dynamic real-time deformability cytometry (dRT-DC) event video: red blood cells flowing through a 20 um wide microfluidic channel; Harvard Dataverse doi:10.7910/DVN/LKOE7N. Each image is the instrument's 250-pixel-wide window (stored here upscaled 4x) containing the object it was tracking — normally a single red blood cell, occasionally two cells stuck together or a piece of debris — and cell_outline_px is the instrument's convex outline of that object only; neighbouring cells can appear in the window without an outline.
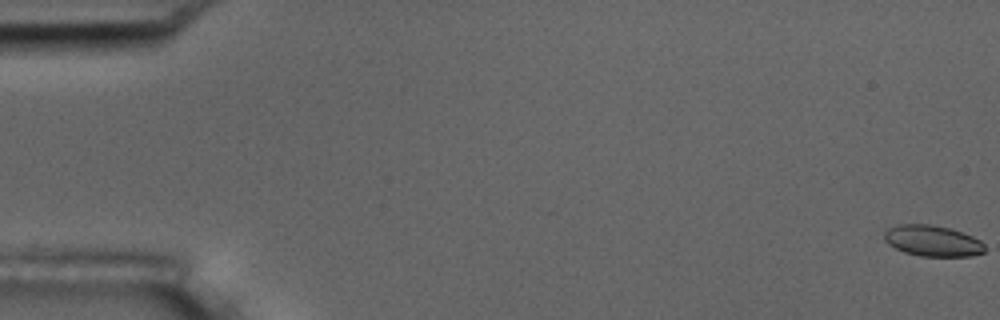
{"species": "common noctule bat (a hibernating species)", "species_latin": "Nyctalus noctula", "temperature_condition": "room temperature", "stored_images_in_passage": 58, "camera_frame_rate_fps": 3000, "um_per_image_px": 0.085, "animal": {"sex": "male", "body_mass_g": 17.5, "forearm_length_mm": 52.3}, "frame": {"image": 1, "passage_image": 1, "time_ms": 0.0, "image_size_px": [1000, 320], "cell_outline_px": [[984, 252], [972, 256], [920, 256], [904, 252], [888, 244], [884, 240], [884, 232], [888, 228], [900, 224], [928, 224], [948, 228], [972, 236], [980, 240], [984, 244]], "centroid_in_image_um": [79.24, 20.47], "position_along_channel_um": 5.8, "area_um2": 18.03}}
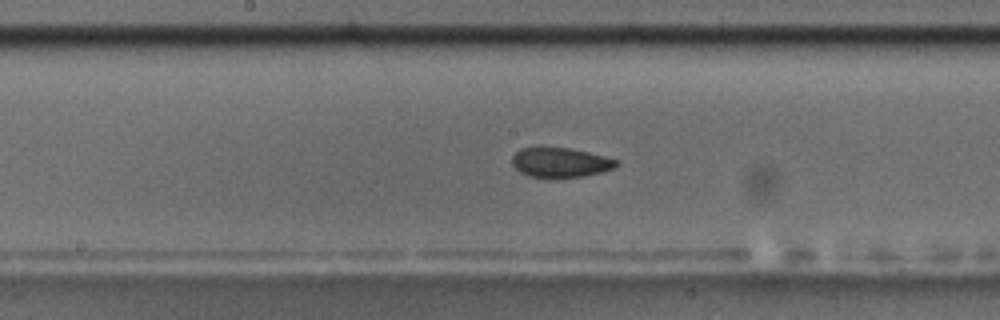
{"frame": {"image": 2, "passage_image": 30, "time_ms": 9.667, "image_size_px": [1000, 320], "cell_outline_px": [[616, 164], [612, 168], [600, 172], [584, 176], [528, 176], [520, 172], [512, 164], [512, 156], [520, 148], [568, 148], [588, 152], [604, 156], [616, 160]], "centroid_in_image_um": [47.58, 13.79], "position_along_channel_um": 200.6, "area_um2": 17.34}}
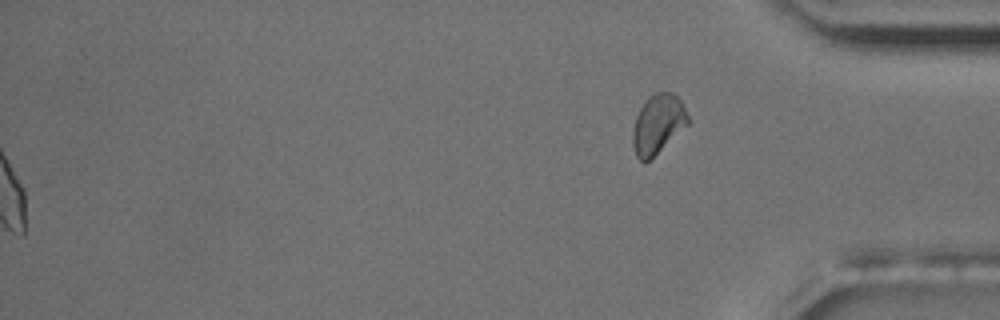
{"frame": {"image": 3, "passage_image": 58, "time_ms": 19.0, "image_size_px": [1000, 320], "cell_outline_px": [[688, 124], [644, 164], [636, 156], [632, 144], [632, 132], [636, 116], [640, 108], [656, 92], [672, 92], [680, 100], [688, 116]], "centroid_in_image_um": [55.89, 10.56], "position_along_channel_um": 379.3, "area_um2": 18.55}, "authors_computed_cell_mechanics": {"area_um2": 18.6694, "velocity_mm_per_s": 3.6363, "shape_relaxation_time_tau1_ms": null, "shape_relaxation_time_tau2_ms": 1.851, "deformation_change_tau1": null, "deformation_change_tau2": 0.0538}}